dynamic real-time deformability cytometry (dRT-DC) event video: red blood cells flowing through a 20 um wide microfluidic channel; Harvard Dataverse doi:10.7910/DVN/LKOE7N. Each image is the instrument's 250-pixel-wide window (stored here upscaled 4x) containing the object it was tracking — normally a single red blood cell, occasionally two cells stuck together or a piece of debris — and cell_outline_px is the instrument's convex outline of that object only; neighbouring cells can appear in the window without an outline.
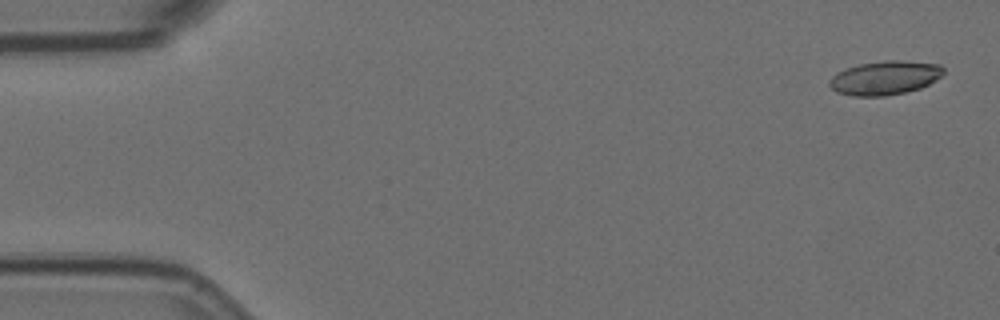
{"species": "Egyptian fruit bat (a non-hibernating species)", "species_latin": "Rousettus aegyptiacus", "temperature_condition": "room temperature", "stored_images_in_passage": 4, "camera_frame_rate_fps": 3000, "um_per_image_px": 0.085, "animal": {"sex": "female"}, "frame": {"image": 1, "passage_image": 1, "time_ms": 0.0, "image_size_px": [1000, 320], "cell_outline_px": [[944, 72], [940, 76], [928, 84], [920, 88], [904, 92], [884, 96], [852, 96], [836, 92], [828, 84], [828, 80], [836, 72], [844, 68], [860, 64], [888, 60], [896, 60], [940, 64], [944, 68]], "centroid_in_image_um": [75.17, 6.61], "position_along_channel_um": 9.8, "area_um2": 22.48}}